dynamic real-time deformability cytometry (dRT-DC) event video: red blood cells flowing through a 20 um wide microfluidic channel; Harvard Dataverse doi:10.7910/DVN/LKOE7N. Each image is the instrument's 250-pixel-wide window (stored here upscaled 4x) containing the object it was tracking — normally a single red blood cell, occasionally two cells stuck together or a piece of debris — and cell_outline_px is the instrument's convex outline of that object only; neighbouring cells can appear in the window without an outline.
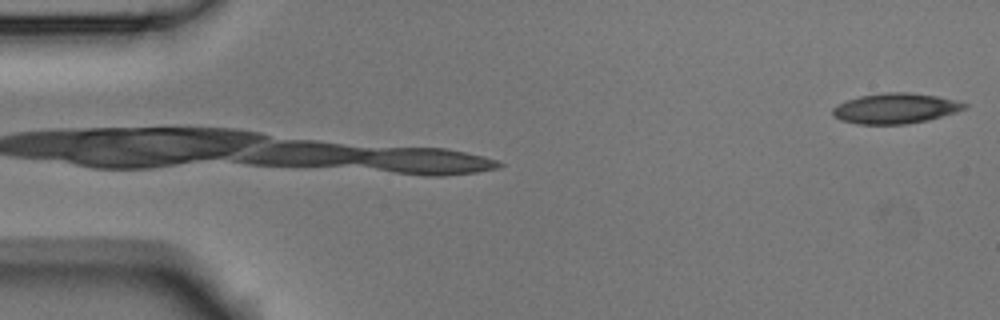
{"species": "Egyptian fruit bat (a non-hibernating species)", "species_latin": "Rousettus aegyptiacus", "temperature_condition": "room temperature", "stored_images_in_passage": 3, "camera_frame_rate_fps": 3000, "um_per_image_px": 0.085, "animal": {"sex": "male"}, "frame": {"image": 1, "passage_image": 3, "time_ms": 0.667, "image_size_px": [1000, 320], "cell_outline_px": [[968, 108], [956, 112], [928, 120], [908, 124], [856, 124], [840, 120], [832, 116], [832, 108], [836, 104], [860, 96], [888, 92], [904, 92], [936, 96], [968, 104]], "centroid_in_image_um": [76.07, 9.22], "position_along_channel_um": 8.9, "area_um2": 23.24}}